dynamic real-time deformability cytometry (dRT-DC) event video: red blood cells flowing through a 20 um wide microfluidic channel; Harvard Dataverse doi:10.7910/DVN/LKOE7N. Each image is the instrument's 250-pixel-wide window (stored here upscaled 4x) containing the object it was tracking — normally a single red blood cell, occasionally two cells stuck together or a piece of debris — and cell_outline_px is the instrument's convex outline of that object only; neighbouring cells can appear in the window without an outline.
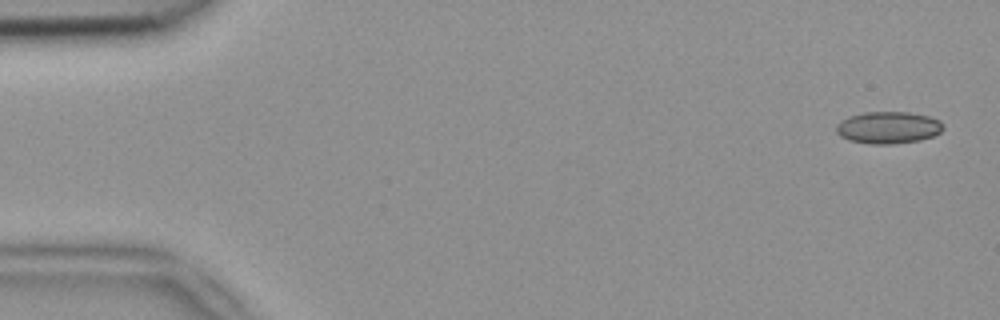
{"species": "common noctule bat (a hibernating species)", "species_latin": "Nyctalus noctula", "temperature_condition": "room temperature", "stored_images_in_passage": 4, "camera_frame_rate_fps": 3000, "um_per_image_px": 0.085, "animal": {"sex": "female", "body_mass_g": 18.4}, "frame": {"image": 1, "passage_image": 1, "time_ms": 0.0, "image_size_px": [1000, 320], "cell_outline_px": [[944, 128], [940, 132], [932, 136], [920, 140], [892, 144], [868, 144], [848, 140], [840, 136], [836, 132], [836, 124], [840, 120], [848, 116], [864, 112], [908, 112], [928, 116], [940, 120], [944, 124]], "centroid_in_image_um": [75.47, 10.84], "position_along_channel_um": 9.5, "area_um2": 20.17}}
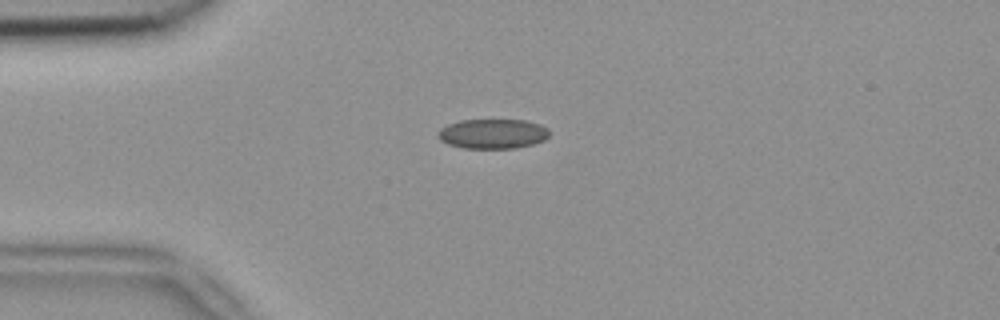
{"frame": {"image": 2, "passage_image": 4, "time_ms": 1.0, "image_size_px": [1000, 320], "cell_outline_px": [[548, 136], [544, 140], [532, 144], [516, 148], [464, 148], [448, 144], [440, 140], [436, 136], [436, 132], [440, 128], [448, 124], [460, 120], [524, 120], [540, 124], [548, 128]], "centroid_in_image_um": [41.84, 11.37], "position_along_channel_um": 43.2, "area_um2": 19.36}}